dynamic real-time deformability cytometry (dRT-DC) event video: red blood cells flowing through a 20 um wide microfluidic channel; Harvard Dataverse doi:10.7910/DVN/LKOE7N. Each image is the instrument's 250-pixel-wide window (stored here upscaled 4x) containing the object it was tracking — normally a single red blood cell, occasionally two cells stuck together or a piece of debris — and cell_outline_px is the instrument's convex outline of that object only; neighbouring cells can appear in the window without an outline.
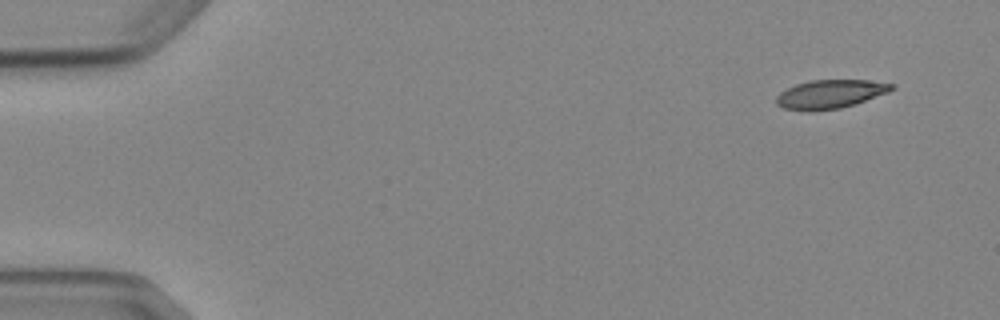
{"species": "Egyptian fruit bat (a non-hibernating species)", "species_latin": "Rousettus aegyptiacus", "temperature_condition": "cold", "stored_images_in_passage": 5, "camera_frame_rate_fps": 3000, "um_per_image_px": 0.085, "animal": {"sex": "female"}, "frame": {"image": 1, "passage_image": 1, "time_ms": 0.0, "image_size_px": [1000, 320], "cell_outline_px": [[896, 88], [888, 92], [856, 104], [840, 108], [808, 112], [784, 108], [776, 104], [776, 96], [780, 92], [796, 84], [808, 80], [868, 80], [896, 84]], "centroid_in_image_um": [70.57, 8.0], "position_along_channel_um": 14.4, "area_um2": 19.48}}
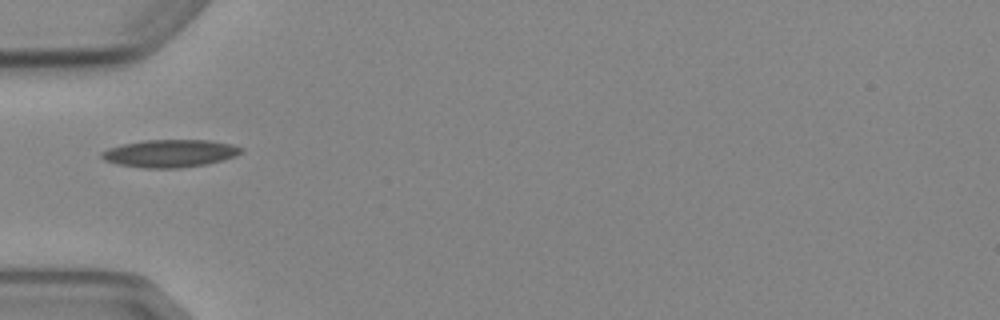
{"frame": {"image": 2, "passage_image": 5, "time_ms": 4.667, "image_size_px": [1000, 320], "cell_outline_px": [[244, 152], [236, 156], [204, 164], [180, 168], [144, 168], [120, 164], [104, 160], [100, 156], [100, 152], [108, 148], [124, 144], [144, 140], [208, 140], [232, 144], [244, 148]], "centroid_in_image_um": [14.46, 13.03], "position_along_channel_um": 70.5, "area_um2": 22.37}}